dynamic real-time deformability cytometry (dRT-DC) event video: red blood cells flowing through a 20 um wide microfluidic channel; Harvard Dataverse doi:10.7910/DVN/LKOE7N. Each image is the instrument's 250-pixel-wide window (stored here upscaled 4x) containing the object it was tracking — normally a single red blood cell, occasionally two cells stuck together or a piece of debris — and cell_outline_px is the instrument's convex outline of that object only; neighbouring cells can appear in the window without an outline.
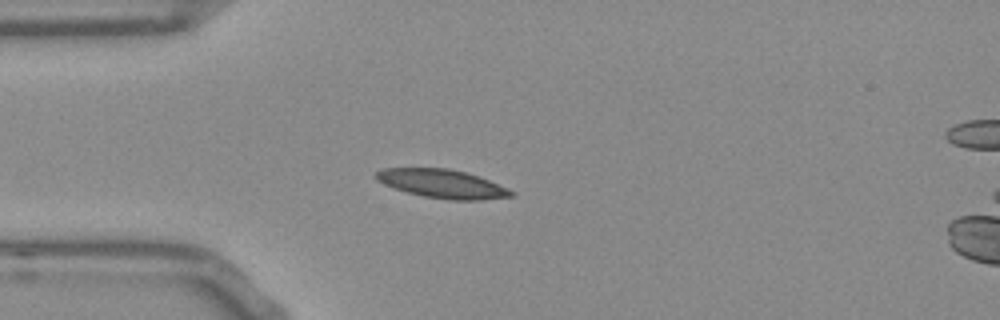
{"species": "Egyptian fruit bat (a non-hibernating species)", "species_latin": "Rousettus aegyptiacus", "temperature_condition": "room temperature", "stored_images_in_passage": 40, "camera_frame_rate_fps": 3000, "um_per_image_px": 0.085, "frame": {"image": 1, "passage_image": 1, "time_ms": 0.0, "image_size_px": [1000, 320], "cell_outline_px": [[516, 192], [512, 196], [480, 200], [448, 200], [424, 196], [392, 188], [376, 180], [376, 172], [384, 168], [448, 168], [464, 172], [488, 180], [508, 188]], "centroid_in_image_um": [37.58, 15.62], "position_along_channel_um": 47.4, "area_um2": 22.37}}
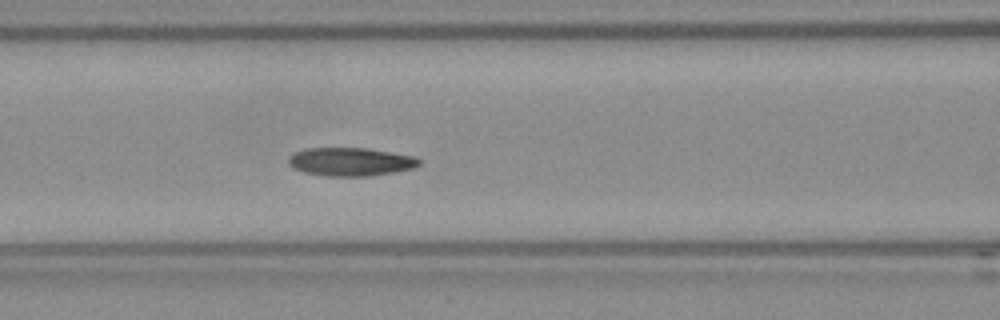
{"frame": {"image": 2, "passage_image": 9, "time_ms": 2.667, "image_size_px": [1000, 320], "cell_outline_px": [[420, 164], [412, 168], [392, 172], [368, 176], [324, 176], [304, 172], [288, 164], [288, 160], [296, 152], [308, 148], [368, 148], [416, 156], [420, 160]], "centroid_in_image_um": [29.83, 13.74], "position_along_channel_um": 136.8, "area_um2": 21.39}}
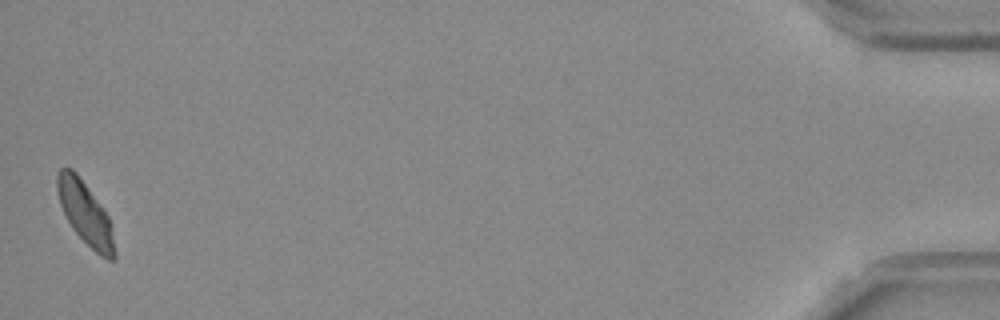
{"frame": {"image": 3, "passage_image": 40, "time_ms": 13.0, "image_size_px": [1000, 320], "cell_outline_px": [[116, 260], [108, 260], [100, 256], [72, 228], [60, 204], [56, 188], [56, 172], [60, 168], [72, 168], [76, 172], [104, 208], [108, 216], [116, 252]], "centroid_in_image_um": [7.24, 18.1], "position_along_channel_um": 428.0, "area_um2": 20.81}, "authors_computed_cell_mechanics": {"area_um2": 21.2704, "velocity_mm_per_s": 3.7697, "shape_relaxation_time_tau1_ms": 2.8239, "shape_relaxation_time_tau2_ms": 2.2044, "deformation_change_tau1": 0.1227, "deformation_change_tau2": 0.0761}}